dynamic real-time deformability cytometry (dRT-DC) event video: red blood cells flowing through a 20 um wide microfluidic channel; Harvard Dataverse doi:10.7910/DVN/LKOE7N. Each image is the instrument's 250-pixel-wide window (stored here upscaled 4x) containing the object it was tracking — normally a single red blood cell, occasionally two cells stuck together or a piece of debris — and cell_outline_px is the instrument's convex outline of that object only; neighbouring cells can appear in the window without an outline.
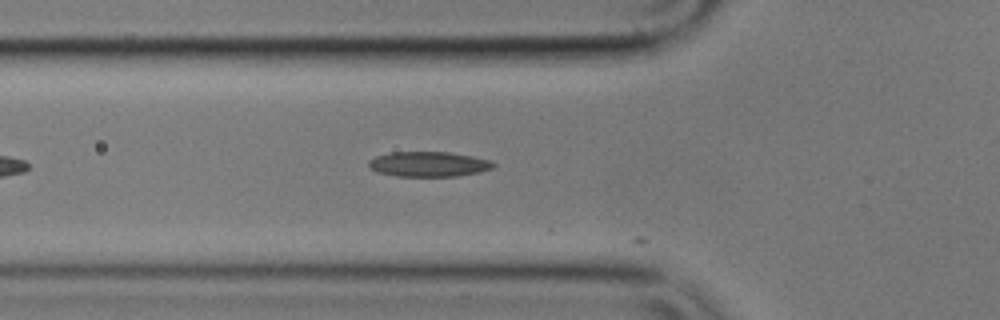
{"species": "common noctule bat (a hibernating species)", "species_latin": "Nyctalus noctula", "temperature_condition": "cold", "stored_images_in_passage": 4, "camera_frame_rate_fps": 3000, "um_per_image_px": 0.085, "animal": {"sex": "male", "body_mass_g": 17.9}, "frame": {"image": 1, "passage_image": 3, "time_ms": 0.667, "image_size_px": [1000, 320], "cell_outline_px": [[496, 164], [492, 168], [480, 172], [456, 176], [396, 176], [376, 172], [368, 164], [368, 160], [376, 156], [392, 152], [448, 152], [472, 156], [492, 160]], "centroid_in_image_um": [36.45, 13.95], "position_along_channel_um": 89.4, "area_um2": 18.21}}